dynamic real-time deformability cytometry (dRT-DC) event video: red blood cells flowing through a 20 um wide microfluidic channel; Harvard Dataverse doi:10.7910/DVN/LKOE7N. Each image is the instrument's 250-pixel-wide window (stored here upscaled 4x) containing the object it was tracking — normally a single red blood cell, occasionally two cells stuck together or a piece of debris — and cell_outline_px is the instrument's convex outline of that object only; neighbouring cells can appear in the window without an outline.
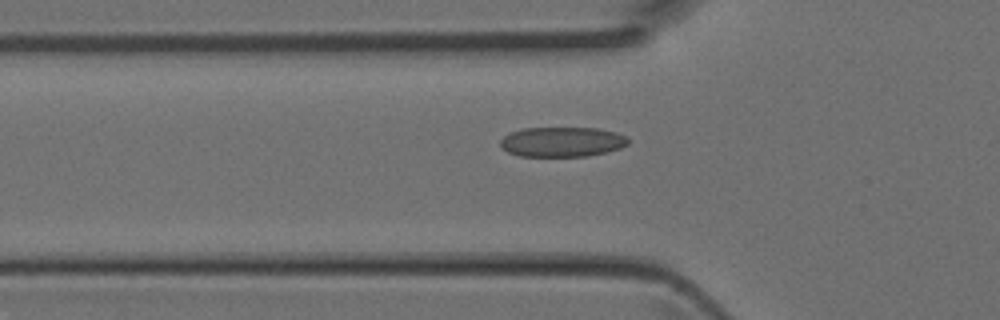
{"species": "Egyptian fruit bat (a non-hibernating species)", "species_latin": "Rousettus aegyptiacus", "temperature_condition": "room temperature", "stored_images_in_passage": 31, "camera_frame_rate_fps": 3000, "um_per_image_px": 0.085, "animal": {"sex": "female"}, "frame": {"image": 1, "passage_image": 2, "time_ms": 0.333, "image_size_px": [1000, 320], "cell_outline_px": [[628, 144], [620, 148], [604, 152], [584, 156], [520, 156], [508, 152], [500, 144], [500, 140], [504, 136], [512, 132], [524, 128], [596, 128], [616, 132], [628, 136]], "centroid_in_image_um": [47.79, 12.05], "position_along_channel_um": 78.0, "area_um2": 22.08}}
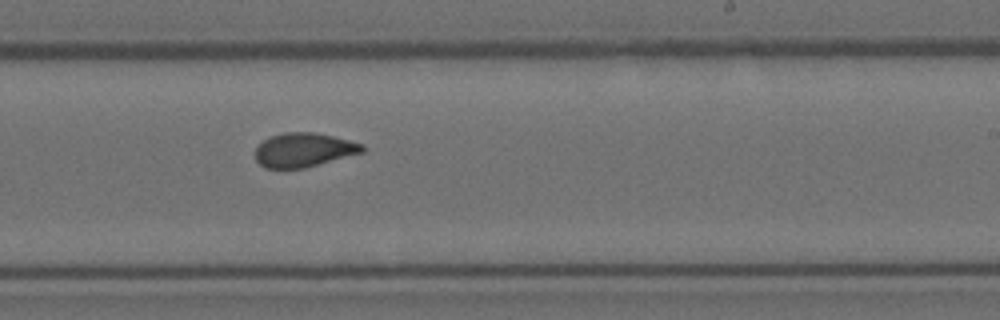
{"frame": {"image": 2, "passage_image": 14, "time_ms": 4.333, "image_size_px": [1000, 320], "cell_outline_px": [[364, 152], [304, 168], [264, 168], [256, 160], [256, 148], [264, 140], [272, 136], [284, 132], [312, 132], [332, 136], [364, 144]], "centroid_in_image_um": [25.82, 12.75], "position_along_channel_um": 263.2, "area_um2": 21.04}}
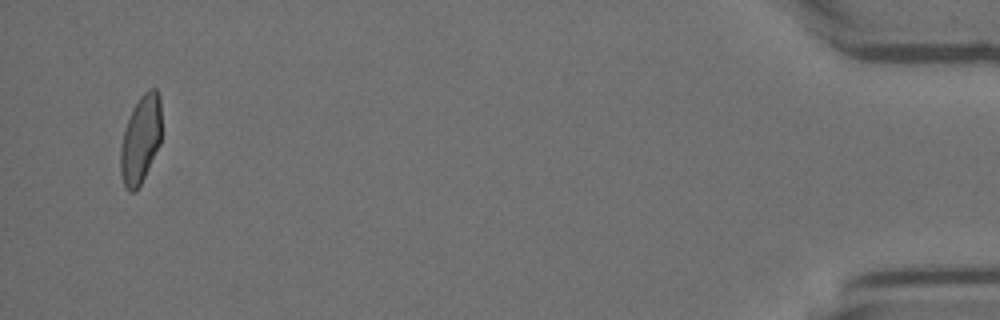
{"frame": {"image": 3, "passage_image": 30, "time_ms": 9.667, "image_size_px": [1000, 320], "cell_outline_px": [[160, 144], [140, 184], [132, 192], [128, 192], [124, 184], [120, 172], [120, 148], [124, 128], [132, 108], [140, 96], [148, 88], [156, 88], [160, 96]], "centroid_in_image_um": [11.93, 11.8], "position_along_channel_um": 423.3, "area_um2": 20.92}}